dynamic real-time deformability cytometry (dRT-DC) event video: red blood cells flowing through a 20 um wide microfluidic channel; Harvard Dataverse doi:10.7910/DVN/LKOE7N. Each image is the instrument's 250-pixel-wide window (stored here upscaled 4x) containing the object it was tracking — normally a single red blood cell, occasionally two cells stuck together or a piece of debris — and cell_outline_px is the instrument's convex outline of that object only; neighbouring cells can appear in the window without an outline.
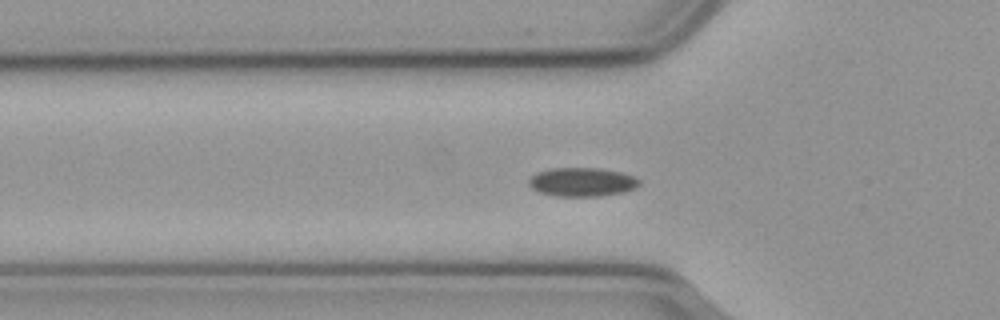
{"species": "common noctule bat (a hibernating species)", "species_latin": "Nyctalus noctula", "temperature_condition": "cold", "stored_images_in_passage": 44, "camera_frame_rate_fps": 3000, "um_per_image_px": 0.085, "animal": {"sex": "male", "body_mass_g": 23.1, "forearm_length_mm": 52.7}, "frame": {"image": 1, "passage_image": 5, "time_ms": 1.333, "image_size_px": [1000, 320], "cell_outline_px": [[640, 184], [636, 188], [624, 192], [600, 196], [556, 196], [540, 192], [532, 188], [528, 184], [528, 180], [536, 172], [552, 168], [600, 168], [620, 172], [636, 176], [640, 180]], "centroid_in_image_um": [49.5, 15.47], "position_along_channel_um": 76.3, "area_um2": 18.67}}
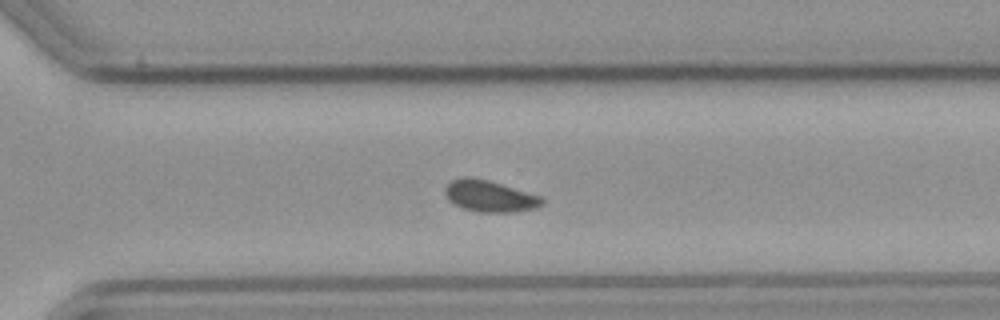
{"frame": {"image": 2, "passage_image": 26, "time_ms": 8.333, "image_size_px": [1000, 320], "cell_outline_px": [[544, 204], [536, 208], [516, 212], [480, 212], [464, 208], [448, 200], [444, 192], [444, 188], [452, 180], [460, 176], [472, 176], [488, 180], [544, 196]], "centroid_in_image_um": [41.66, 16.65], "position_along_channel_um": 328.9, "area_um2": 18.09}}
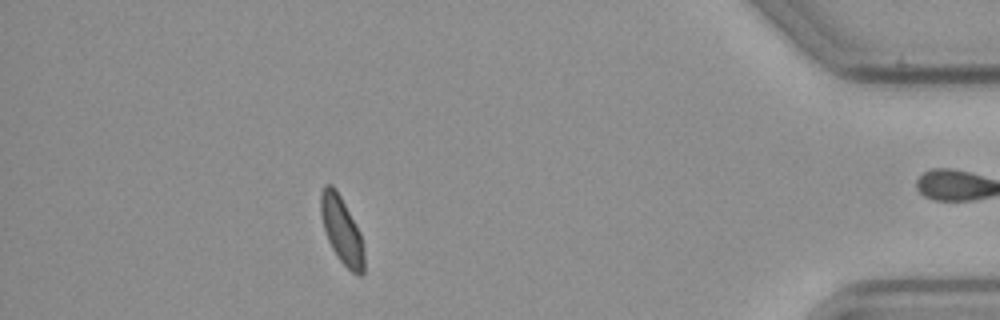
{"frame": {"image": 3, "passage_image": 37, "time_ms": 12.0, "image_size_px": [1000, 320], "cell_outline_px": [[364, 272], [360, 276], [352, 272], [340, 260], [332, 248], [328, 240], [324, 228], [320, 212], [320, 192], [324, 184], [332, 184], [336, 188], [356, 224], [360, 232], [364, 248]], "centroid_in_image_um": [29.04, 19.53], "position_along_channel_um": 406.2, "area_um2": 16.94}, "authors_computed_cell_mechanics": {"area_um2": 17.5134, "velocity_mm_per_s": 3.5942, "shape_relaxation_time_tau1_ms": 9.3958, "shape_relaxation_time_tau2_ms": 4.231, "deformation_change_tau1": 0.091, "deformation_change_tau2": 0.0547}}